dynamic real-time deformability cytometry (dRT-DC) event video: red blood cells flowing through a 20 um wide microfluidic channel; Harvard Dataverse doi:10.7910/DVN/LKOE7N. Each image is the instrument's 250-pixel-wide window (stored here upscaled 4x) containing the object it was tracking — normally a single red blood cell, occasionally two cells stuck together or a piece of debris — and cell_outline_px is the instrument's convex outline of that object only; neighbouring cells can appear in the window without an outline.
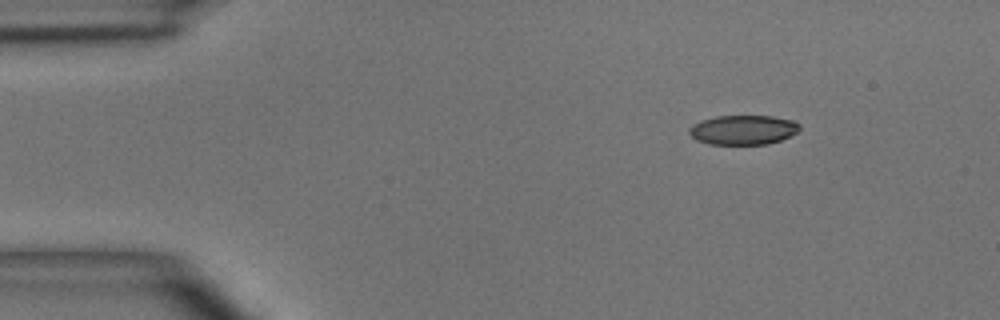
{"species": "common noctule bat (a hibernating species)", "species_latin": "Nyctalus noctula", "temperature_condition": "room temperature", "stored_images_in_passage": 5, "camera_frame_rate_fps": 3000, "um_per_image_px": 0.085, "animal": {"sex": "male", "body_mass_g": 15.6}, "frame": {"image": 1, "passage_image": 1, "time_ms": 0.0, "image_size_px": [1000, 320], "cell_outline_px": [[800, 128], [796, 132], [780, 140], [768, 144], [708, 144], [696, 140], [688, 132], [688, 128], [692, 124], [700, 120], [716, 116], [772, 116], [792, 120], [800, 124]], "centroid_in_image_um": [63.12, 11.03], "position_along_channel_um": 21.9, "area_um2": 19.02}}
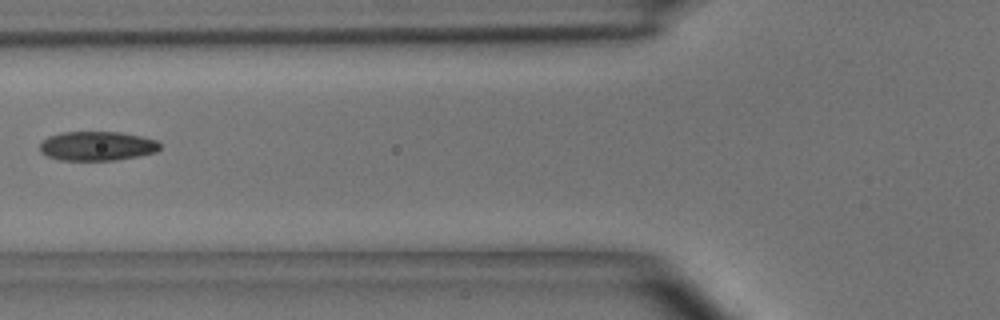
{"frame": {"image": 2, "passage_image": 5, "time_ms": 4.333, "image_size_px": [1000, 320], "cell_outline_px": [[160, 148], [156, 152], [116, 160], [60, 160], [48, 156], [40, 152], [40, 144], [48, 136], [60, 132], [120, 132], [140, 136], [156, 140], [160, 144]], "centroid_in_image_um": [8.23, 12.41], "position_along_channel_um": 117.6, "area_um2": 20.4}}